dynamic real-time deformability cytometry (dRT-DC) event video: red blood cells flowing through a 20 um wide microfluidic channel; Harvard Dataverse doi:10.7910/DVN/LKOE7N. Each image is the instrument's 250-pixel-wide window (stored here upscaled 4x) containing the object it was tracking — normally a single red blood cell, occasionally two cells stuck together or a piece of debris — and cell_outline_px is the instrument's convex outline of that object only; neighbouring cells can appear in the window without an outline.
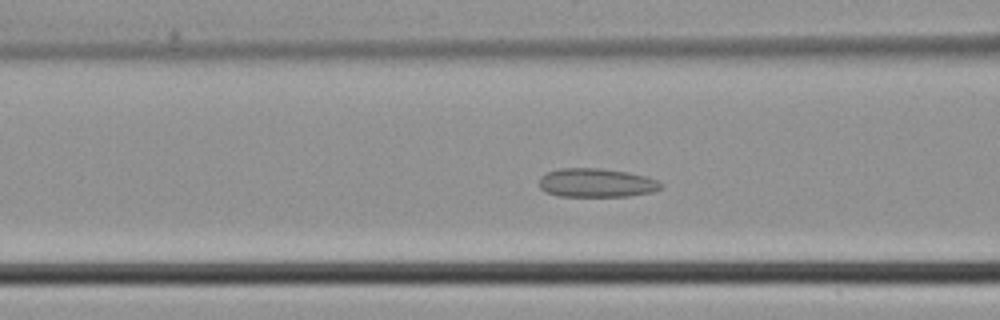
{"species": "common noctule bat (a hibernating species)", "species_latin": "Nyctalus noctula", "temperature_condition": "cold", "stored_images_in_passage": 33, "camera_frame_rate_fps": 3000, "um_per_image_px": 0.085, "animal": {"sex": "male", "body_mass_g": 21.5, "forearm_length_mm": 52.0}, "frame": {"image": 1, "passage_image": 5, "time_ms": 1.333, "image_size_px": [1000, 320], "cell_outline_px": [[664, 184], [660, 188], [652, 192], [628, 196], [560, 196], [544, 192], [540, 188], [540, 176], [548, 172], [560, 168], [600, 168], [628, 172], [644, 176], [656, 180]], "centroid_in_image_um": [50.67, 15.54], "position_along_channel_um": 115.9, "area_um2": 20.4}}
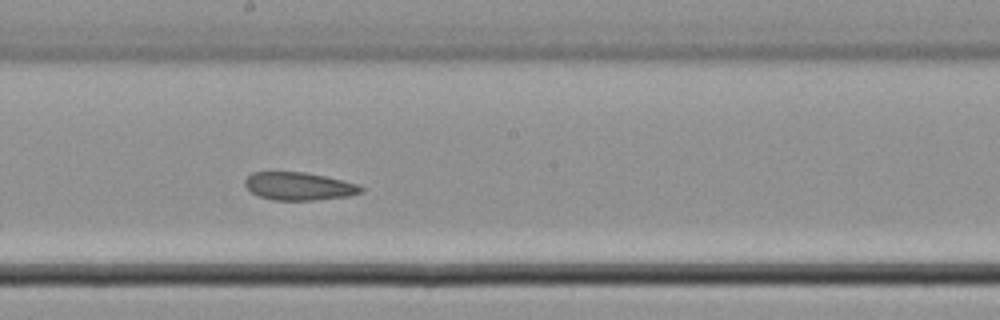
{"frame": {"image": 2, "passage_image": 12, "time_ms": 3.667, "image_size_px": [1000, 320], "cell_outline_px": [[364, 192], [348, 196], [312, 200], [272, 200], [260, 196], [252, 192], [244, 184], [244, 180], [252, 172], [304, 172], [344, 180], [356, 184], [364, 188]], "centroid_in_image_um": [25.42, 15.83], "position_along_channel_um": 222.8, "area_um2": 18.79}}
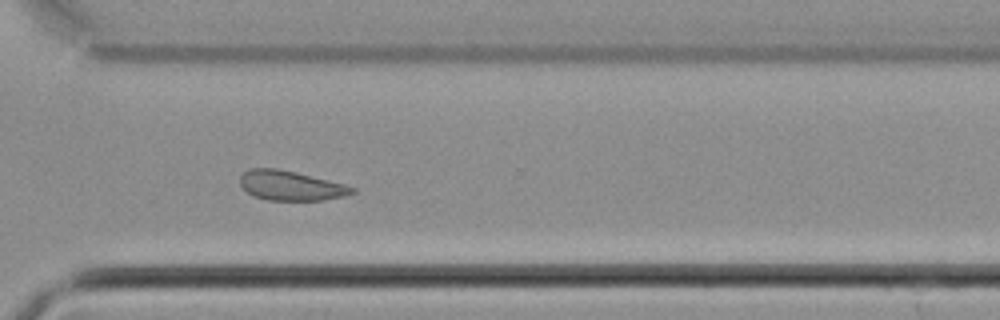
{"frame": {"image": 3, "passage_image": 20, "time_ms": 6.333, "image_size_px": [1000, 320], "cell_outline_px": [[356, 192], [344, 196], [324, 200], [268, 200], [256, 196], [248, 192], [240, 184], [240, 176], [248, 168], [276, 168], [296, 172], [344, 184], [356, 188]], "centroid_in_image_um": [24.72, 15.77], "position_along_channel_um": 345.9, "area_um2": 19.25}}